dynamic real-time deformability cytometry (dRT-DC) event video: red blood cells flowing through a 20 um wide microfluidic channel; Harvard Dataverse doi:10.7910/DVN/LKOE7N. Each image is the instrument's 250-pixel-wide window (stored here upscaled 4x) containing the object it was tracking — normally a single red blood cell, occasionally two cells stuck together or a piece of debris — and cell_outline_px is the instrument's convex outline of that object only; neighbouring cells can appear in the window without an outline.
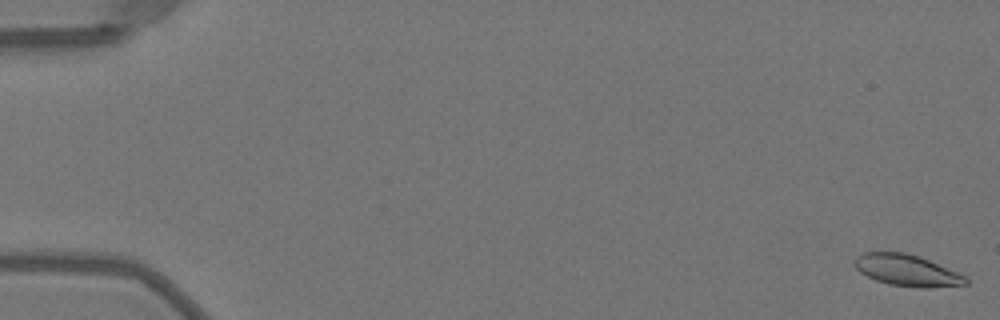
{"species": "Egyptian fruit bat (a non-hibernating species)", "species_latin": "Rousettus aegyptiacus", "temperature_condition": "warm", "stored_images_in_passage": 51, "camera_frame_rate_fps": 3000, "um_per_image_px": 0.085, "animal": {"sex": "female"}, "frame": {"image": 1, "passage_image": 1, "time_ms": 0.0, "image_size_px": [1000, 320], "cell_outline_px": [[968, 284], [924, 288], [920, 288], [888, 284], [876, 280], [860, 272], [852, 264], [856, 256], [864, 252], [904, 252], [928, 260], [968, 276]], "centroid_in_image_um": [77.08, 22.98], "position_along_channel_um": 7.9, "area_um2": 20.35}}
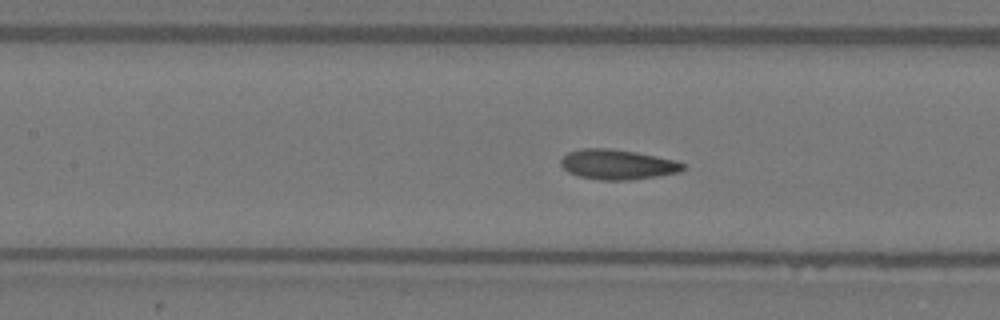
{"frame": {"image": 2, "passage_image": 24, "time_ms": 7.667, "image_size_px": [1000, 320], "cell_outline_px": [[684, 168], [680, 172], [656, 176], [628, 180], [600, 180], [580, 176], [568, 172], [560, 164], [560, 160], [568, 152], [580, 148], [612, 148], [636, 152], [676, 160], [684, 164]], "centroid_in_image_um": [52.47, 13.97], "position_along_channel_um": 154.9, "area_um2": 21.33}}
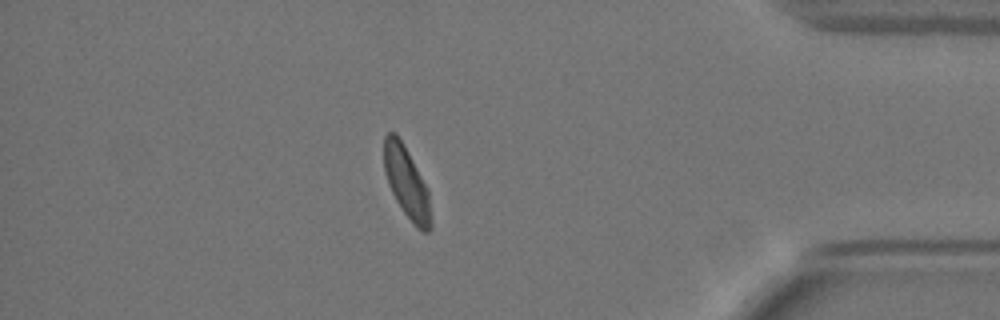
{"frame": {"image": 3, "passage_image": 45, "time_ms": 14.667, "image_size_px": [1000, 320], "cell_outline_px": [[432, 228], [428, 232], [424, 232], [416, 228], [404, 212], [396, 200], [388, 184], [384, 172], [384, 136], [388, 132], [396, 132], [404, 144], [428, 188], [432, 220]], "centroid_in_image_um": [34.58, 15.53], "position_along_channel_um": 400.6, "area_um2": 19.71}, "authors_computed_cell_mechanics": {"area_um2": 20.6346, "velocity_mm_per_s": 4.0143, "shape_relaxation_time_tau1_ms": 3.5397, "shape_relaxation_time_tau2_ms": 1.268, "deformation_change_tau1": 0.1567, "deformation_change_tau2": 0.0792}}